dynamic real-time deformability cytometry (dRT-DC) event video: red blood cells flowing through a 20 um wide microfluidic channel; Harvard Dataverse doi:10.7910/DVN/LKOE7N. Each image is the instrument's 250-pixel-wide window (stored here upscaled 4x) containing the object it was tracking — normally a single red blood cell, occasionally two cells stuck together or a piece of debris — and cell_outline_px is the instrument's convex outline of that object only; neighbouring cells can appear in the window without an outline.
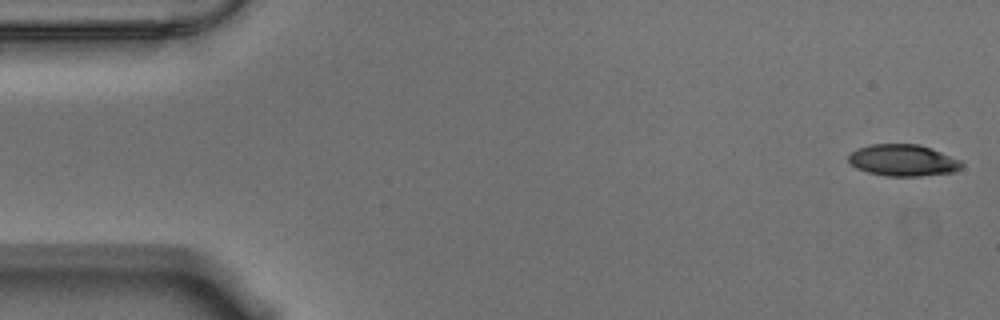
{"species": "Egyptian fruit bat (a non-hibernating species)", "species_latin": "Rousettus aegyptiacus", "temperature_condition": "warm", "stored_images_in_passage": 56, "camera_frame_rate_fps": 3000, "um_per_image_px": 0.085, "animal": {"sex": "male"}, "frame": {"image": 1, "passage_image": 1, "time_ms": 0.0, "image_size_px": [1000, 320], "cell_outline_px": [[964, 164], [956, 172], [920, 176], [888, 176], [868, 172], [856, 168], [848, 160], [848, 156], [856, 148], [872, 144], [920, 144], [960, 160]], "centroid_in_image_um": [76.75, 13.63], "position_along_channel_um": 8.2, "area_um2": 20.81}}
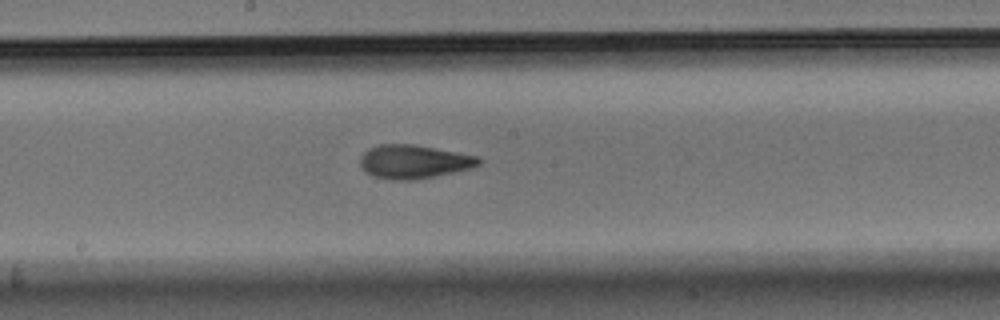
{"frame": {"image": 2, "passage_image": 29, "time_ms": 9.333, "image_size_px": [1000, 320], "cell_outline_px": [[484, 160], [480, 164], [472, 168], [456, 172], [416, 180], [392, 180], [372, 176], [360, 164], [360, 156], [368, 148], [380, 144], [412, 144], [480, 156]], "centroid_in_image_um": [35.22, 13.75], "position_along_channel_um": 213.0, "area_um2": 23.47}}
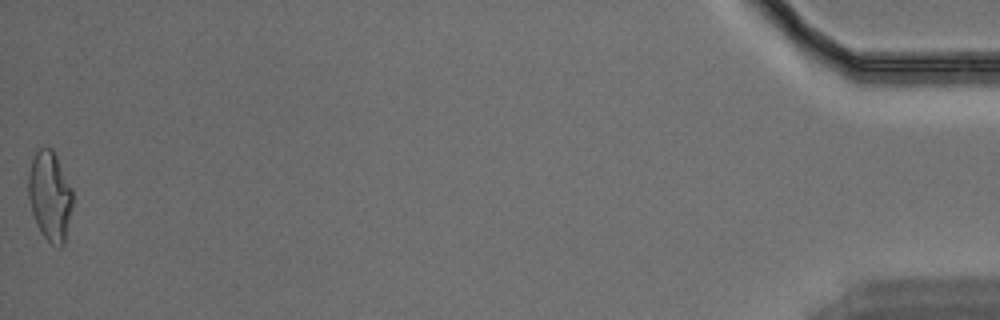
{"frame": {"image": 3, "passage_image": 56, "time_ms": 18.333, "image_size_px": [1000, 320], "cell_outline_px": [[72, 204], [64, 244], [60, 248], [56, 248], [40, 232], [36, 224], [32, 212], [28, 196], [28, 172], [32, 160], [36, 152], [40, 148], [52, 148], [72, 188]], "centroid_in_image_um": [4.23, 16.68], "position_along_channel_um": 431.0, "area_um2": 23.0}, "authors_computed_cell_mechanics": {"area_um2": 22.5709, "velocity_mm_per_s": 3.5411, "shape_relaxation_time_tau1_ms": 6.1207, "shape_relaxation_time_tau2_ms": 1.4431, "deformation_change_tau1": 0.1995, "deformation_change_tau2": 0.0809}}